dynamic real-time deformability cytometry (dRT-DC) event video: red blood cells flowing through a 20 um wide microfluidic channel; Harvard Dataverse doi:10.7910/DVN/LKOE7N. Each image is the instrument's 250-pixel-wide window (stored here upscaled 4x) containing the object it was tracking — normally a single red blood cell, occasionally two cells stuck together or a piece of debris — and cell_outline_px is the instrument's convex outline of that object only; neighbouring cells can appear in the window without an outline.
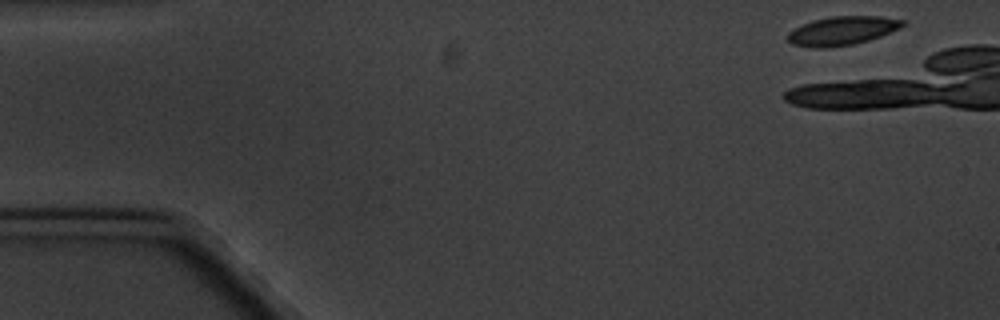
{"species": "common noctule bat (a hibernating species)", "species_latin": "Nyctalus noctula", "temperature_condition": "cold", "stored_images_in_passage": 7, "camera_frame_rate_fps": 3000, "um_per_image_px": 0.085, "animal": {"sex": "male", "body_mass_g": 20.1, "forearm_length_mm": 53.5}, "frame": {"image": 1, "passage_image": 1, "time_ms": 0.0, "image_size_px": [1000, 320], "cell_outline_px": [[908, 24], [900, 28], [880, 36], [868, 40], [852, 44], [824, 48], [812, 48], [792, 44], [788, 40], [788, 32], [812, 20], [832, 16], [880, 16], [908, 20]], "centroid_in_image_um": [71.64, 2.6], "position_along_channel_um": 13.4, "area_um2": 19.31}}